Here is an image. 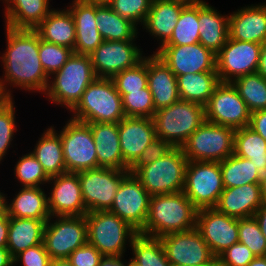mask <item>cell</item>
<instances>
[{
    "label": "cell",
    "instance_id": "45",
    "mask_svg": "<svg viewBox=\"0 0 266 266\" xmlns=\"http://www.w3.org/2000/svg\"><path fill=\"white\" fill-rule=\"evenodd\" d=\"M122 107L126 117L152 118L156 111L149 87L124 94L122 96Z\"/></svg>",
    "mask_w": 266,
    "mask_h": 266
},
{
    "label": "cell",
    "instance_id": "7",
    "mask_svg": "<svg viewBox=\"0 0 266 266\" xmlns=\"http://www.w3.org/2000/svg\"><path fill=\"white\" fill-rule=\"evenodd\" d=\"M188 159L181 147H173L154 163L140 167L134 175L150 196L183 192Z\"/></svg>",
    "mask_w": 266,
    "mask_h": 266
},
{
    "label": "cell",
    "instance_id": "3",
    "mask_svg": "<svg viewBox=\"0 0 266 266\" xmlns=\"http://www.w3.org/2000/svg\"><path fill=\"white\" fill-rule=\"evenodd\" d=\"M95 78L90 55L73 52L62 68L49 77L44 96L49 102L71 111Z\"/></svg>",
    "mask_w": 266,
    "mask_h": 266
},
{
    "label": "cell",
    "instance_id": "46",
    "mask_svg": "<svg viewBox=\"0 0 266 266\" xmlns=\"http://www.w3.org/2000/svg\"><path fill=\"white\" fill-rule=\"evenodd\" d=\"M72 53L73 50L68 47L44 41L39 37V59L49 77L62 68Z\"/></svg>",
    "mask_w": 266,
    "mask_h": 266
},
{
    "label": "cell",
    "instance_id": "39",
    "mask_svg": "<svg viewBox=\"0 0 266 266\" xmlns=\"http://www.w3.org/2000/svg\"><path fill=\"white\" fill-rule=\"evenodd\" d=\"M231 83L251 113L266 109V79L258 72L241 76Z\"/></svg>",
    "mask_w": 266,
    "mask_h": 266
},
{
    "label": "cell",
    "instance_id": "30",
    "mask_svg": "<svg viewBox=\"0 0 266 266\" xmlns=\"http://www.w3.org/2000/svg\"><path fill=\"white\" fill-rule=\"evenodd\" d=\"M7 201L6 214L9 217L49 220L48 194L43 187H22Z\"/></svg>",
    "mask_w": 266,
    "mask_h": 266
},
{
    "label": "cell",
    "instance_id": "28",
    "mask_svg": "<svg viewBox=\"0 0 266 266\" xmlns=\"http://www.w3.org/2000/svg\"><path fill=\"white\" fill-rule=\"evenodd\" d=\"M1 1V0H0ZM5 26L35 29L54 9L49 0H2Z\"/></svg>",
    "mask_w": 266,
    "mask_h": 266
},
{
    "label": "cell",
    "instance_id": "11",
    "mask_svg": "<svg viewBox=\"0 0 266 266\" xmlns=\"http://www.w3.org/2000/svg\"><path fill=\"white\" fill-rule=\"evenodd\" d=\"M87 235L85 215L51 216L46 222L43 243L51 259H68L88 242Z\"/></svg>",
    "mask_w": 266,
    "mask_h": 266
},
{
    "label": "cell",
    "instance_id": "9",
    "mask_svg": "<svg viewBox=\"0 0 266 266\" xmlns=\"http://www.w3.org/2000/svg\"><path fill=\"white\" fill-rule=\"evenodd\" d=\"M223 191L220 162L188 161L183 192L198 210L214 208Z\"/></svg>",
    "mask_w": 266,
    "mask_h": 266
},
{
    "label": "cell",
    "instance_id": "42",
    "mask_svg": "<svg viewBox=\"0 0 266 266\" xmlns=\"http://www.w3.org/2000/svg\"><path fill=\"white\" fill-rule=\"evenodd\" d=\"M16 109L14 98H3L0 101V163L12 147L17 130ZM2 161V162H1Z\"/></svg>",
    "mask_w": 266,
    "mask_h": 266
},
{
    "label": "cell",
    "instance_id": "17",
    "mask_svg": "<svg viewBox=\"0 0 266 266\" xmlns=\"http://www.w3.org/2000/svg\"><path fill=\"white\" fill-rule=\"evenodd\" d=\"M160 240L172 266H200L215 258L196 228L171 233L160 237Z\"/></svg>",
    "mask_w": 266,
    "mask_h": 266
},
{
    "label": "cell",
    "instance_id": "47",
    "mask_svg": "<svg viewBox=\"0 0 266 266\" xmlns=\"http://www.w3.org/2000/svg\"><path fill=\"white\" fill-rule=\"evenodd\" d=\"M153 0H111L108 5L121 17L129 19L137 27L142 26Z\"/></svg>",
    "mask_w": 266,
    "mask_h": 266
},
{
    "label": "cell",
    "instance_id": "14",
    "mask_svg": "<svg viewBox=\"0 0 266 266\" xmlns=\"http://www.w3.org/2000/svg\"><path fill=\"white\" fill-rule=\"evenodd\" d=\"M136 40L103 42L90 54L97 78H113L125 69L140 63L146 56ZM140 47V48H139Z\"/></svg>",
    "mask_w": 266,
    "mask_h": 266
},
{
    "label": "cell",
    "instance_id": "53",
    "mask_svg": "<svg viewBox=\"0 0 266 266\" xmlns=\"http://www.w3.org/2000/svg\"><path fill=\"white\" fill-rule=\"evenodd\" d=\"M254 218L257 220L260 230L266 238V201L254 213Z\"/></svg>",
    "mask_w": 266,
    "mask_h": 266
},
{
    "label": "cell",
    "instance_id": "62",
    "mask_svg": "<svg viewBox=\"0 0 266 266\" xmlns=\"http://www.w3.org/2000/svg\"><path fill=\"white\" fill-rule=\"evenodd\" d=\"M200 266H222V265H221L220 260L218 259V257H215L210 262H208V263H206L204 265H200Z\"/></svg>",
    "mask_w": 266,
    "mask_h": 266
},
{
    "label": "cell",
    "instance_id": "6",
    "mask_svg": "<svg viewBox=\"0 0 266 266\" xmlns=\"http://www.w3.org/2000/svg\"><path fill=\"white\" fill-rule=\"evenodd\" d=\"M156 136L181 147L206 120L205 107L179 99L168 107L156 110L153 117Z\"/></svg>",
    "mask_w": 266,
    "mask_h": 266
},
{
    "label": "cell",
    "instance_id": "66",
    "mask_svg": "<svg viewBox=\"0 0 266 266\" xmlns=\"http://www.w3.org/2000/svg\"><path fill=\"white\" fill-rule=\"evenodd\" d=\"M262 5L266 6V1L261 3Z\"/></svg>",
    "mask_w": 266,
    "mask_h": 266
},
{
    "label": "cell",
    "instance_id": "56",
    "mask_svg": "<svg viewBox=\"0 0 266 266\" xmlns=\"http://www.w3.org/2000/svg\"><path fill=\"white\" fill-rule=\"evenodd\" d=\"M0 266H14L13 257L6 247H0Z\"/></svg>",
    "mask_w": 266,
    "mask_h": 266
},
{
    "label": "cell",
    "instance_id": "1",
    "mask_svg": "<svg viewBox=\"0 0 266 266\" xmlns=\"http://www.w3.org/2000/svg\"><path fill=\"white\" fill-rule=\"evenodd\" d=\"M6 49L0 57L3 75L0 93L14 98L11 88L44 94L49 76L39 59V35L34 29H13L5 26ZM10 87V88H9Z\"/></svg>",
    "mask_w": 266,
    "mask_h": 266
},
{
    "label": "cell",
    "instance_id": "49",
    "mask_svg": "<svg viewBox=\"0 0 266 266\" xmlns=\"http://www.w3.org/2000/svg\"><path fill=\"white\" fill-rule=\"evenodd\" d=\"M254 258L252 251L239 242L218 256L222 266H247Z\"/></svg>",
    "mask_w": 266,
    "mask_h": 266
},
{
    "label": "cell",
    "instance_id": "48",
    "mask_svg": "<svg viewBox=\"0 0 266 266\" xmlns=\"http://www.w3.org/2000/svg\"><path fill=\"white\" fill-rule=\"evenodd\" d=\"M173 146L163 139L156 137L150 145H148L139 158L129 167V172L134 174L140 167L154 163L163 157Z\"/></svg>",
    "mask_w": 266,
    "mask_h": 266
},
{
    "label": "cell",
    "instance_id": "33",
    "mask_svg": "<svg viewBox=\"0 0 266 266\" xmlns=\"http://www.w3.org/2000/svg\"><path fill=\"white\" fill-rule=\"evenodd\" d=\"M40 135L32 151L49 177L66 172L60 135L51 127Z\"/></svg>",
    "mask_w": 266,
    "mask_h": 266
},
{
    "label": "cell",
    "instance_id": "55",
    "mask_svg": "<svg viewBox=\"0 0 266 266\" xmlns=\"http://www.w3.org/2000/svg\"><path fill=\"white\" fill-rule=\"evenodd\" d=\"M257 72L266 79V42L261 47Z\"/></svg>",
    "mask_w": 266,
    "mask_h": 266
},
{
    "label": "cell",
    "instance_id": "40",
    "mask_svg": "<svg viewBox=\"0 0 266 266\" xmlns=\"http://www.w3.org/2000/svg\"><path fill=\"white\" fill-rule=\"evenodd\" d=\"M130 248L133 254L130 259L139 266H151L154 263H160V260H168L158 237L138 233Z\"/></svg>",
    "mask_w": 266,
    "mask_h": 266
},
{
    "label": "cell",
    "instance_id": "50",
    "mask_svg": "<svg viewBox=\"0 0 266 266\" xmlns=\"http://www.w3.org/2000/svg\"><path fill=\"white\" fill-rule=\"evenodd\" d=\"M13 262L14 266L20 262L22 266H49L51 258L42 243L20 252L13 258Z\"/></svg>",
    "mask_w": 266,
    "mask_h": 266
},
{
    "label": "cell",
    "instance_id": "29",
    "mask_svg": "<svg viewBox=\"0 0 266 266\" xmlns=\"http://www.w3.org/2000/svg\"><path fill=\"white\" fill-rule=\"evenodd\" d=\"M199 43L217 54L229 37V15L199 0Z\"/></svg>",
    "mask_w": 266,
    "mask_h": 266
},
{
    "label": "cell",
    "instance_id": "24",
    "mask_svg": "<svg viewBox=\"0 0 266 266\" xmlns=\"http://www.w3.org/2000/svg\"><path fill=\"white\" fill-rule=\"evenodd\" d=\"M191 0H153L142 25L143 30L153 36L160 49L171 37L182 9Z\"/></svg>",
    "mask_w": 266,
    "mask_h": 266
},
{
    "label": "cell",
    "instance_id": "41",
    "mask_svg": "<svg viewBox=\"0 0 266 266\" xmlns=\"http://www.w3.org/2000/svg\"><path fill=\"white\" fill-rule=\"evenodd\" d=\"M14 175V179L20 183L21 187H42V185L44 187L50 180L42 165L31 152L19 157L14 166Z\"/></svg>",
    "mask_w": 266,
    "mask_h": 266
},
{
    "label": "cell",
    "instance_id": "21",
    "mask_svg": "<svg viewBox=\"0 0 266 266\" xmlns=\"http://www.w3.org/2000/svg\"><path fill=\"white\" fill-rule=\"evenodd\" d=\"M123 160L131 166L143 150L157 137L152 118L125 117L118 123Z\"/></svg>",
    "mask_w": 266,
    "mask_h": 266
},
{
    "label": "cell",
    "instance_id": "34",
    "mask_svg": "<svg viewBox=\"0 0 266 266\" xmlns=\"http://www.w3.org/2000/svg\"><path fill=\"white\" fill-rule=\"evenodd\" d=\"M221 83L217 71L188 73L177 76L181 100L206 106L215 88Z\"/></svg>",
    "mask_w": 266,
    "mask_h": 266
},
{
    "label": "cell",
    "instance_id": "60",
    "mask_svg": "<svg viewBox=\"0 0 266 266\" xmlns=\"http://www.w3.org/2000/svg\"><path fill=\"white\" fill-rule=\"evenodd\" d=\"M261 197L263 201H266V173L261 176L260 181Z\"/></svg>",
    "mask_w": 266,
    "mask_h": 266
},
{
    "label": "cell",
    "instance_id": "13",
    "mask_svg": "<svg viewBox=\"0 0 266 266\" xmlns=\"http://www.w3.org/2000/svg\"><path fill=\"white\" fill-rule=\"evenodd\" d=\"M251 112L232 83L221 82L205 106L208 122L234 130L249 126Z\"/></svg>",
    "mask_w": 266,
    "mask_h": 266
},
{
    "label": "cell",
    "instance_id": "8",
    "mask_svg": "<svg viewBox=\"0 0 266 266\" xmlns=\"http://www.w3.org/2000/svg\"><path fill=\"white\" fill-rule=\"evenodd\" d=\"M235 130L204 121L181 146L188 161L221 162L234 153Z\"/></svg>",
    "mask_w": 266,
    "mask_h": 266
},
{
    "label": "cell",
    "instance_id": "15",
    "mask_svg": "<svg viewBox=\"0 0 266 266\" xmlns=\"http://www.w3.org/2000/svg\"><path fill=\"white\" fill-rule=\"evenodd\" d=\"M262 44L243 42L228 37L216 54V71L223 83L257 72Z\"/></svg>",
    "mask_w": 266,
    "mask_h": 266
},
{
    "label": "cell",
    "instance_id": "16",
    "mask_svg": "<svg viewBox=\"0 0 266 266\" xmlns=\"http://www.w3.org/2000/svg\"><path fill=\"white\" fill-rule=\"evenodd\" d=\"M150 197L139 179L129 172L121 180L109 212L128 222L139 232L147 220Z\"/></svg>",
    "mask_w": 266,
    "mask_h": 266
},
{
    "label": "cell",
    "instance_id": "43",
    "mask_svg": "<svg viewBox=\"0 0 266 266\" xmlns=\"http://www.w3.org/2000/svg\"><path fill=\"white\" fill-rule=\"evenodd\" d=\"M112 80L121 96L148 87L147 56L137 65L116 74Z\"/></svg>",
    "mask_w": 266,
    "mask_h": 266
},
{
    "label": "cell",
    "instance_id": "65",
    "mask_svg": "<svg viewBox=\"0 0 266 266\" xmlns=\"http://www.w3.org/2000/svg\"><path fill=\"white\" fill-rule=\"evenodd\" d=\"M123 266H139L138 264H136L134 261H132L131 259H129V261H126L125 259H123Z\"/></svg>",
    "mask_w": 266,
    "mask_h": 266
},
{
    "label": "cell",
    "instance_id": "37",
    "mask_svg": "<svg viewBox=\"0 0 266 266\" xmlns=\"http://www.w3.org/2000/svg\"><path fill=\"white\" fill-rule=\"evenodd\" d=\"M224 189L260 184L261 174L252 161L232 154L220 162Z\"/></svg>",
    "mask_w": 266,
    "mask_h": 266
},
{
    "label": "cell",
    "instance_id": "19",
    "mask_svg": "<svg viewBox=\"0 0 266 266\" xmlns=\"http://www.w3.org/2000/svg\"><path fill=\"white\" fill-rule=\"evenodd\" d=\"M196 229L215 257L239 241L238 218L220 213L215 208L197 211Z\"/></svg>",
    "mask_w": 266,
    "mask_h": 266
},
{
    "label": "cell",
    "instance_id": "64",
    "mask_svg": "<svg viewBox=\"0 0 266 266\" xmlns=\"http://www.w3.org/2000/svg\"><path fill=\"white\" fill-rule=\"evenodd\" d=\"M151 266H172L168 260H160V263H154Z\"/></svg>",
    "mask_w": 266,
    "mask_h": 266
},
{
    "label": "cell",
    "instance_id": "61",
    "mask_svg": "<svg viewBox=\"0 0 266 266\" xmlns=\"http://www.w3.org/2000/svg\"><path fill=\"white\" fill-rule=\"evenodd\" d=\"M247 266H266V256L255 257Z\"/></svg>",
    "mask_w": 266,
    "mask_h": 266
},
{
    "label": "cell",
    "instance_id": "52",
    "mask_svg": "<svg viewBox=\"0 0 266 266\" xmlns=\"http://www.w3.org/2000/svg\"><path fill=\"white\" fill-rule=\"evenodd\" d=\"M249 127L266 140V109L251 113Z\"/></svg>",
    "mask_w": 266,
    "mask_h": 266
},
{
    "label": "cell",
    "instance_id": "26",
    "mask_svg": "<svg viewBox=\"0 0 266 266\" xmlns=\"http://www.w3.org/2000/svg\"><path fill=\"white\" fill-rule=\"evenodd\" d=\"M93 135L98 168L129 170L120 148L118 123H87Z\"/></svg>",
    "mask_w": 266,
    "mask_h": 266
},
{
    "label": "cell",
    "instance_id": "22",
    "mask_svg": "<svg viewBox=\"0 0 266 266\" xmlns=\"http://www.w3.org/2000/svg\"><path fill=\"white\" fill-rule=\"evenodd\" d=\"M229 38L243 42H266V6L251 4L229 13Z\"/></svg>",
    "mask_w": 266,
    "mask_h": 266
},
{
    "label": "cell",
    "instance_id": "4",
    "mask_svg": "<svg viewBox=\"0 0 266 266\" xmlns=\"http://www.w3.org/2000/svg\"><path fill=\"white\" fill-rule=\"evenodd\" d=\"M69 113L72 114L71 119L84 123H119L126 117L122 96L117 92L112 78L96 77Z\"/></svg>",
    "mask_w": 266,
    "mask_h": 266
},
{
    "label": "cell",
    "instance_id": "27",
    "mask_svg": "<svg viewBox=\"0 0 266 266\" xmlns=\"http://www.w3.org/2000/svg\"><path fill=\"white\" fill-rule=\"evenodd\" d=\"M260 184L226 188L214 207L218 212L235 218L252 217L262 205Z\"/></svg>",
    "mask_w": 266,
    "mask_h": 266
},
{
    "label": "cell",
    "instance_id": "2",
    "mask_svg": "<svg viewBox=\"0 0 266 266\" xmlns=\"http://www.w3.org/2000/svg\"><path fill=\"white\" fill-rule=\"evenodd\" d=\"M197 211L184 192L151 196L145 226L138 233L160 238L189 231L196 228Z\"/></svg>",
    "mask_w": 266,
    "mask_h": 266
},
{
    "label": "cell",
    "instance_id": "5",
    "mask_svg": "<svg viewBox=\"0 0 266 266\" xmlns=\"http://www.w3.org/2000/svg\"><path fill=\"white\" fill-rule=\"evenodd\" d=\"M85 217L88 243L104 257H124L138 231L109 211L88 212Z\"/></svg>",
    "mask_w": 266,
    "mask_h": 266
},
{
    "label": "cell",
    "instance_id": "35",
    "mask_svg": "<svg viewBox=\"0 0 266 266\" xmlns=\"http://www.w3.org/2000/svg\"><path fill=\"white\" fill-rule=\"evenodd\" d=\"M96 21L103 40L124 41L138 38V27L113 11L108 4H96Z\"/></svg>",
    "mask_w": 266,
    "mask_h": 266
},
{
    "label": "cell",
    "instance_id": "58",
    "mask_svg": "<svg viewBox=\"0 0 266 266\" xmlns=\"http://www.w3.org/2000/svg\"><path fill=\"white\" fill-rule=\"evenodd\" d=\"M7 195L0 191V217L6 214Z\"/></svg>",
    "mask_w": 266,
    "mask_h": 266
},
{
    "label": "cell",
    "instance_id": "38",
    "mask_svg": "<svg viewBox=\"0 0 266 266\" xmlns=\"http://www.w3.org/2000/svg\"><path fill=\"white\" fill-rule=\"evenodd\" d=\"M199 0H191L180 13L170 39L164 45H190L199 42Z\"/></svg>",
    "mask_w": 266,
    "mask_h": 266
},
{
    "label": "cell",
    "instance_id": "44",
    "mask_svg": "<svg viewBox=\"0 0 266 266\" xmlns=\"http://www.w3.org/2000/svg\"><path fill=\"white\" fill-rule=\"evenodd\" d=\"M238 236V242L246 245L255 257L266 256V238L254 216L238 218Z\"/></svg>",
    "mask_w": 266,
    "mask_h": 266
},
{
    "label": "cell",
    "instance_id": "20",
    "mask_svg": "<svg viewBox=\"0 0 266 266\" xmlns=\"http://www.w3.org/2000/svg\"><path fill=\"white\" fill-rule=\"evenodd\" d=\"M47 184L48 208L51 216H83L88 213L82 198L78 173L65 172L50 177Z\"/></svg>",
    "mask_w": 266,
    "mask_h": 266
},
{
    "label": "cell",
    "instance_id": "10",
    "mask_svg": "<svg viewBox=\"0 0 266 266\" xmlns=\"http://www.w3.org/2000/svg\"><path fill=\"white\" fill-rule=\"evenodd\" d=\"M51 127L61 137L66 172L98 168L95 143L87 123L70 118L60 131L54 125Z\"/></svg>",
    "mask_w": 266,
    "mask_h": 266
},
{
    "label": "cell",
    "instance_id": "63",
    "mask_svg": "<svg viewBox=\"0 0 266 266\" xmlns=\"http://www.w3.org/2000/svg\"><path fill=\"white\" fill-rule=\"evenodd\" d=\"M88 3H95V4H108L111 0H81Z\"/></svg>",
    "mask_w": 266,
    "mask_h": 266
},
{
    "label": "cell",
    "instance_id": "31",
    "mask_svg": "<svg viewBox=\"0 0 266 266\" xmlns=\"http://www.w3.org/2000/svg\"><path fill=\"white\" fill-rule=\"evenodd\" d=\"M34 30L40 39L74 50L75 21L67 7L64 9L54 8Z\"/></svg>",
    "mask_w": 266,
    "mask_h": 266
},
{
    "label": "cell",
    "instance_id": "59",
    "mask_svg": "<svg viewBox=\"0 0 266 266\" xmlns=\"http://www.w3.org/2000/svg\"><path fill=\"white\" fill-rule=\"evenodd\" d=\"M49 266H73L69 259H51Z\"/></svg>",
    "mask_w": 266,
    "mask_h": 266
},
{
    "label": "cell",
    "instance_id": "36",
    "mask_svg": "<svg viewBox=\"0 0 266 266\" xmlns=\"http://www.w3.org/2000/svg\"><path fill=\"white\" fill-rule=\"evenodd\" d=\"M233 154L252 161L261 175L266 173V140L249 126L235 130Z\"/></svg>",
    "mask_w": 266,
    "mask_h": 266
},
{
    "label": "cell",
    "instance_id": "51",
    "mask_svg": "<svg viewBox=\"0 0 266 266\" xmlns=\"http://www.w3.org/2000/svg\"><path fill=\"white\" fill-rule=\"evenodd\" d=\"M103 258L102 253L88 242L68 257L73 266H99Z\"/></svg>",
    "mask_w": 266,
    "mask_h": 266
},
{
    "label": "cell",
    "instance_id": "25",
    "mask_svg": "<svg viewBox=\"0 0 266 266\" xmlns=\"http://www.w3.org/2000/svg\"><path fill=\"white\" fill-rule=\"evenodd\" d=\"M147 78L155 110L168 107L180 99L176 75L154 51L147 56Z\"/></svg>",
    "mask_w": 266,
    "mask_h": 266
},
{
    "label": "cell",
    "instance_id": "18",
    "mask_svg": "<svg viewBox=\"0 0 266 266\" xmlns=\"http://www.w3.org/2000/svg\"><path fill=\"white\" fill-rule=\"evenodd\" d=\"M176 75L216 71V54L201 43L163 45L154 52Z\"/></svg>",
    "mask_w": 266,
    "mask_h": 266
},
{
    "label": "cell",
    "instance_id": "23",
    "mask_svg": "<svg viewBox=\"0 0 266 266\" xmlns=\"http://www.w3.org/2000/svg\"><path fill=\"white\" fill-rule=\"evenodd\" d=\"M66 7L75 21L76 41L73 52L83 55L92 54L103 42L96 26V4L72 0L71 4Z\"/></svg>",
    "mask_w": 266,
    "mask_h": 266
},
{
    "label": "cell",
    "instance_id": "32",
    "mask_svg": "<svg viewBox=\"0 0 266 266\" xmlns=\"http://www.w3.org/2000/svg\"><path fill=\"white\" fill-rule=\"evenodd\" d=\"M48 220L9 217L7 249L14 258L17 254L43 243Z\"/></svg>",
    "mask_w": 266,
    "mask_h": 266
},
{
    "label": "cell",
    "instance_id": "54",
    "mask_svg": "<svg viewBox=\"0 0 266 266\" xmlns=\"http://www.w3.org/2000/svg\"><path fill=\"white\" fill-rule=\"evenodd\" d=\"M9 230V216L7 214L0 217V247H7Z\"/></svg>",
    "mask_w": 266,
    "mask_h": 266
},
{
    "label": "cell",
    "instance_id": "12",
    "mask_svg": "<svg viewBox=\"0 0 266 266\" xmlns=\"http://www.w3.org/2000/svg\"><path fill=\"white\" fill-rule=\"evenodd\" d=\"M128 173L129 170L102 167L78 172L87 211H109L121 180Z\"/></svg>",
    "mask_w": 266,
    "mask_h": 266
},
{
    "label": "cell",
    "instance_id": "57",
    "mask_svg": "<svg viewBox=\"0 0 266 266\" xmlns=\"http://www.w3.org/2000/svg\"><path fill=\"white\" fill-rule=\"evenodd\" d=\"M124 257H104L99 266H123Z\"/></svg>",
    "mask_w": 266,
    "mask_h": 266
}]
</instances>
